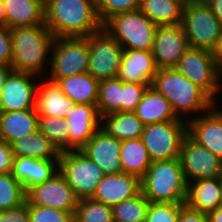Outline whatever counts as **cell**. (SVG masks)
Wrapping results in <instances>:
<instances>
[{
    "label": "cell",
    "instance_id": "6da1fadb",
    "mask_svg": "<svg viewBox=\"0 0 222 222\" xmlns=\"http://www.w3.org/2000/svg\"><path fill=\"white\" fill-rule=\"evenodd\" d=\"M151 86L170 102L176 117L186 122L196 117L197 113L200 115L215 104L218 105V102L216 103L201 87L175 68L158 69ZM191 114L195 116L191 117Z\"/></svg>",
    "mask_w": 222,
    "mask_h": 222
},
{
    "label": "cell",
    "instance_id": "7a4b0ae2",
    "mask_svg": "<svg viewBox=\"0 0 222 222\" xmlns=\"http://www.w3.org/2000/svg\"><path fill=\"white\" fill-rule=\"evenodd\" d=\"M44 13L45 25L54 37H87L103 27L96 0H50Z\"/></svg>",
    "mask_w": 222,
    "mask_h": 222
},
{
    "label": "cell",
    "instance_id": "3957f363",
    "mask_svg": "<svg viewBox=\"0 0 222 222\" xmlns=\"http://www.w3.org/2000/svg\"><path fill=\"white\" fill-rule=\"evenodd\" d=\"M12 63L15 72L47 75L50 65L53 33L46 25H32L11 28ZM44 73V74H43Z\"/></svg>",
    "mask_w": 222,
    "mask_h": 222
},
{
    "label": "cell",
    "instance_id": "277c9868",
    "mask_svg": "<svg viewBox=\"0 0 222 222\" xmlns=\"http://www.w3.org/2000/svg\"><path fill=\"white\" fill-rule=\"evenodd\" d=\"M141 192L153 203H185L187 183L179 159L154 161L141 178Z\"/></svg>",
    "mask_w": 222,
    "mask_h": 222
},
{
    "label": "cell",
    "instance_id": "5b68a950",
    "mask_svg": "<svg viewBox=\"0 0 222 222\" xmlns=\"http://www.w3.org/2000/svg\"><path fill=\"white\" fill-rule=\"evenodd\" d=\"M103 27L123 49L152 50L157 25L140 10L114 15Z\"/></svg>",
    "mask_w": 222,
    "mask_h": 222
},
{
    "label": "cell",
    "instance_id": "8992f818",
    "mask_svg": "<svg viewBox=\"0 0 222 222\" xmlns=\"http://www.w3.org/2000/svg\"><path fill=\"white\" fill-rule=\"evenodd\" d=\"M190 47L212 51L222 33V23L206 2L189 1L184 4L180 24Z\"/></svg>",
    "mask_w": 222,
    "mask_h": 222
},
{
    "label": "cell",
    "instance_id": "52a82bcc",
    "mask_svg": "<svg viewBox=\"0 0 222 222\" xmlns=\"http://www.w3.org/2000/svg\"><path fill=\"white\" fill-rule=\"evenodd\" d=\"M89 48L87 37H54L50 67L46 79L57 82L88 71Z\"/></svg>",
    "mask_w": 222,
    "mask_h": 222
},
{
    "label": "cell",
    "instance_id": "ba28073f",
    "mask_svg": "<svg viewBox=\"0 0 222 222\" xmlns=\"http://www.w3.org/2000/svg\"><path fill=\"white\" fill-rule=\"evenodd\" d=\"M59 172L80 199L92 198L103 171L81 150L63 151L59 159Z\"/></svg>",
    "mask_w": 222,
    "mask_h": 222
},
{
    "label": "cell",
    "instance_id": "9c48e42d",
    "mask_svg": "<svg viewBox=\"0 0 222 222\" xmlns=\"http://www.w3.org/2000/svg\"><path fill=\"white\" fill-rule=\"evenodd\" d=\"M187 135V122L172 120L146 125L141 140L154 161L179 158L182 142Z\"/></svg>",
    "mask_w": 222,
    "mask_h": 222
},
{
    "label": "cell",
    "instance_id": "30bf717a",
    "mask_svg": "<svg viewBox=\"0 0 222 222\" xmlns=\"http://www.w3.org/2000/svg\"><path fill=\"white\" fill-rule=\"evenodd\" d=\"M174 68L201 87L215 102L219 100L222 72L217 68L211 51L189 47Z\"/></svg>",
    "mask_w": 222,
    "mask_h": 222
},
{
    "label": "cell",
    "instance_id": "8fae6325",
    "mask_svg": "<svg viewBox=\"0 0 222 222\" xmlns=\"http://www.w3.org/2000/svg\"><path fill=\"white\" fill-rule=\"evenodd\" d=\"M88 73L97 80L116 78L123 47L104 28L88 36Z\"/></svg>",
    "mask_w": 222,
    "mask_h": 222
},
{
    "label": "cell",
    "instance_id": "7c38bea8",
    "mask_svg": "<svg viewBox=\"0 0 222 222\" xmlns=\"http://www.w3.org/2000/svg\"><path fill=\"white\" fill-rule=\"evenodd\" d=\"M178 159L187 184L203 178L220 179L222 160L188 134L182 142Z\"/></svg>",
    "mask_w": 222,
    "mask_h": 222
},
{
    "label": "cell",
    "instance_id": "4fadbf2b",
    "mask_svg": "<svg viewBox=\"0 0 222 222\" xmlns=\"http://www.w3.org/2000/svg\"><path fill=\"white\" fill-rule=\"evenodd\" d=\"M78 198L58 171L46 182L32 186L26 191V201L30 205L44 206L70 212L73 216Z\"/></svg>",
    "mask_w": 222,
    "mask_h": 222
},
{
    "label": "cell",
    "instance_id": "5bb4252c",
    "mask_svg": "<svg viewBox=\"0 0 222 222\" xmlns=\"http://www.w3.org/2000/svg\"><path fill=\"white\" fill-rule=\"evenodd\" d=\"M38 77L31 73L11 71L0 92V112L36 109L38 81L34 79Z\"/></svg>",
    "mask_w": 222,
    "mask_h": 222
},
{
    "label": "cell",
    "instance_id": "9a60e30c",
    "mask_svg": "<svg viewBox=\"0 0 222 222\" xmlns=\"http://www.w3.org/2000/svg\"><path fill=\"white\" fill-rule=\"evenodd\" d=\"M189 47L180 24L158 26L151 50L157 68H174Z\"/></svg>",
    "mask_w": 222,
    "mask_h": 222
},
{
    "label": "cell",
    "instance_id": "2e32d148",
    "mask_svg": "<svg viewBox=\"0 0 222 222\" xmlns=\"http://www.w3.org/2000/svg\"><path fill=\"white\" fill-rule=\"evenodd\" d=\"M211 109L187 121V134L222 160V109Z\"/></svg>",
    "mask_w": 222,
    "mask_h": 222
},
{
    "label": "cell",
    "instance_id": "e0dca14e",
    "mask_svg": "<svg viewBox=\"0 0 222 222\" xmlns=\"http://www.w3.org/2000/svg\"><path fill=\"white\" fill-rule=\"evenodd\" d=\"M68 128V151L80 150L101 127L96 104H74L65 117Z\"/></svg>",
    "mask_w": 222,
    "mask_h": 222
},
{
    "label": "cell",
    "instance_id": "ac0fdd59",
    "mask_svg": "<svg viewBox=\"0 0 222 222\" xmlns=\"http://www.w3.org/2000/svg\"><path fill=\"white\" fill-rule=\"evenodd\" d=\"M120 148L121 141L100 127L80 150L97 164L105 175H108L123 172Z\"/></svg>",
    "mask_w": 222,
    "mask_h": 222
},
{
    "label": "cell",
    "instance_id": "d6986e66",
    "mask_svg": "<svg viewBox=\"0 0 222 222\" xmlns=\"http://www.w3.org/2000/svg\"><path fill=\"white\" fill-rule=\"evenodd\" d=\"M141 192V179L128 173L104 175L92 199L108 206L138 195Z\"/></svg>",
    "mask_w": 222,
    "mask_h": 222
},
{
    "label": "cell",
    "instance_id": "ffe728a7",
    "mask_svg": "<svg viewBox=\"0 0 222 222\" xmlns=\"http://www.w3.org/2000/svg\"><path fill=\"white\" fill-rule=\"evenodd\" d=\"M157 70L151 50L123 49L122 60L116 78L123 82L152 84Z\"/></svg>",
    "mask_w": 222,
    "mask_h": 222
},
{
    "label": "cell",
    "instance_id": "44dd1931",
    "mask_svg": "<svg viewBox=\"0 0 222 222\" xmlns=\"http://www.w3.org/2000/svg\"><path fill=\"white\" fill-rule=\"evenodd\" d=\"M59 171V160L14 157L11 175L25 191L51 179Z\"/></svg>",
    "mask_w": 222,
    "mask_h": 222
},
{
    "label": "cell",
    "instance_id": "7402d4cb",
    "mask_svg": "<svg viewBox=\"0 0 222 222\" xmlns=\"http://www.w3.org/2000/svg\"><path fill=\"white\" fill-rule=\"evenodd\" d=\"M38 80L36 89V111L39 116L65 118L72 112L73 101L64 95L56 82ZM47 80V81H46ZM43 83V84H42Z\"/></svg>",
    "mask_w": 222,
    "mask_h": 222
},
{
    "label": "cell",
    "instance_id": "603a6c76",
    "mask_svg": "<svg viewBox=\"0 0 222 222\" xmlns=\"http://www.w3.org/2000/svg\"><path fill=\"white\" fill-rule=\"evenodd\" d=\"M36 109L0 112V140L11 143L38 130Z\"/></svg>",
    "mask_w": 222,
    "mask_h": 222
},
{
    "label": "cell",
    "instance_id": "cb8c5ba5",
    "mask_svg": "<svg viewBox=\"0 0 222 222\" xmlns=\"http://www.w3.org/2000/svg\"><path fill=\"white\" fill-rule=\"evenodd\" d=\"M9 28L45 25L44 4L40 0H2Z\"/></svg>",
    "mask_w": 222,
    "mask_h": 222
},
{
    "label": "cell",
    "instance_id": "d4e9b609",
    "mask_svg": "<svg viewBox=\"0 0 222 222\" xmlns=\"http://www.w3.org/2000/svg\"><path fill=\"white\" fill-rule=\"evenodd\" d=\"M185 204L205 215L212 213L220 206L219 179L203 178L188 183Z\"/></svg>",
    "mask_w": 222,
    "mask_h": 222
},
{
    "label": "cell",
    "instance_id": "484cf974",
    "mask_svg": "<svg viewBox=\"0 0 222 222\" xmlns=\"http://www.w3.org/2000/svg\"><path fill=\"white\" fill-rule=\"evenodd\" d=\"M134 113L145 126L158 122L181 120L172 111L170 102L152 86L147 88Z\"/></svg>",
    "mask_w": 222,
    "mask_h": 222
},
{
    "label": "cell",
    "instance_id": "4316f807",
    "mask_svg": "<svg viewBox=\"0 0 222 222\" xmlns=\"http://www.w3.org/2000/svg\"><path fill=\"white\" fill-rule=\"evenodd\" d=\"M14 157L59 160L61 152L39 130L10 143Z\"/></svg>",
    "mask_w": 222,
    "mask_h": 222
},
{
    "label": "cell",
    "instance_id": "83f0119b",
    "mask_svg": "<svg viewBox=\"0 0 222 222\" xmlns=\"http://www.w3.org/2000/svg\"><path fill=\"white\" fill-rule=\"evenodd\" d=\"M56 83L74 104H97L99 80L88 72L61 78Z\"/></svg>",
    "mask_w": 222,
    "mask_h": 222
},
{
    "label": "cell",
    "instance_id": "f1b7e54d",
    "mask_svg": "<svg viewBox=\"0 0 222 222\" xmlns=\"http://www.w3.org/2000/svg\"><path fill=\"white\" fill-rule=\"evenodd\" d=\"M144 127L134 112H115L101 118V128L120 141L141 138Z\"/></svg>",
    "mask_w": 222,
    "mask_h": 222
},
{
    "label": "cell",
    "instance_id": "f546056e",
    "mask_svg": "<svg viewBox=\"0 0 222 222\" xmlns=\"http://www.w3.org/2000/svg\"><path fill=\"white\" fill-rule=\"evenodd\" d=\"M182 0H141L140 11L157 26L181 24Z\"/></svg>",
    "mask_w": 222,
    "mask_h": 222
},
{
    "label": "cell",
    "instance_id": "4dcf8cb0",
    "mask_svg": "<svg viewBox=\"0 0 222 222\" xmlns=\"http://www.w3.org/2000/svg\"><path fill=\"white\" fill-rule=\"evenodd\" d=\"M120 163L124 173L142 178L152 164L141 138L121 141Z\"/></svg>",
    "mask_w": 222,
    "mask_h": 222
},
{
    "label": "cell",
    "instance_id": "1f68e13d",
    "mask_svg": "<svg viewBox=\"0 0 222 222\" xmlns=\"http://www.w3.org/2000/svg\"><path fill=\"white\" fill-rule=\"evenodd\" d=\"M96 107L100 118L122 112V80L113 78L99 81Z\"/></svg>",
    "mask_w": 222,
    "mask_h": 222
},
{
    "label": "cell",
    "instance_id": "d6a6232c",
    "mask_svg": "<svg viewBox=\"0 0 222 222\" xmlns=\"http://www.w3.org/2000/svg\"><path fill=\"white\" fill-rule=\"evenodd\" d=\"M149 201L140 192L112 207L114 222H145Z\"/></svg>",
    "mask_w": 222,
    "mask_h": 222
},
{
    "label": "cell",
    "instance_id": "836d02e7",
    "mask_svg": "<svg viewBox=\"0 0 222 222\" xmlns=\"http://www.w3.org/2000/svg\"><path fill=\"white\" fill-rule=\"evenodd\" d=\"M73 220L74 222H114L113 209L92 198L80 199Z\"/></svg>",
    "mask_w": 222,
    "mask_h": 222
},
{
    "label": "cell",
    "instance_id": "e575fe53",
    "mask_svg": "<svg viewBox=\"0 0 222 222\" xmlns=\"http://www.w3.org/2000/svg\"><path fill=\"white\" fill-rule=\"evenodd\" d=\"M68 128L65 118L39 116L38 130L42 132L60 151H68Z\"/></svg>",
    "mask_w": 222,
    "mask_h": 222
},
{
    "label": "cell",
    "instance_id": "d590c367",
    "mask_svg": "<svg viewBox=\"0 0 222 222\" xmlns=\"http://www.w3.org/2000/svg\"><path fill=\"white\" fill-rule=\"evenodd\" d=\"M26 202V191L11 173L0 174V211L19 207Z\"/></svg>",
    "mask_w": 222,
    "mask_h": 222
},
{
    "label": "cell",
    "instance_id": "8d00e7d4",
    "mask_svg": "<svg viewBox=\"0 0 222 222\" xmlns=\"http://www.w3.org/2000/svg\"><path fill=\"white\" fill-rule=\"evenodd\" d=\"M141 0H96V10L102 24L114 15L139 10Z\"/></svg>",
    "mask_w": 222,
    "mask_h": 222
},
{
    "label": "cell",
    "instance_id": "74e56055",
    "mask_svg": "<svg viewBox=\"0 0 222 222\" xmlns=\"http://www.w3.org/2000/svg\"><path fill=\"white\" fill-rule=\"evenodd\" d=\"M185 203H149L145 222H178Z\"/></svg>",
    "mask_w": 222,
    "mask_h": 222
},
{
    "label": "cell",
    "instance_id": "f35d334b",
    "mask_svg": "<svg viewBox=\"0 0 222 222\" xmlns=\"http://www.w3.org/2000/svg\"><path fill=\"white\" fill-rule=\"evenodd\" d=\"M29 218L30 222H74L68 211L30 204Z\"/></svg>",
    "mask_w": 222,
    "mask_h": 222
},
{
    "label": "cell",
    "instance_id": "ab89813d",
    "mask_svg": "<svg viewBox=\"0 0 222 222\" xmlns=\"http://www.w3.org/2000/svg\"><path fill=\"white\" fill-rule=\"evenodd\" d=\"M151 85L122 81V112H134L143 94Z\"/></svg>",
    "mask_w": 222,
    "mask_h": 222
},
{
    "label": "cell",
    "instance_id": "60d3db41",
    "mask_svg": "<svg viewBox=\"0 0 222 222\" xmlns=\"http://www.w3.org/2000/svg\"><path fill=\"white\" fill-rule=\"evenodd\" d=\"M12 63V41L11 28L0 26V65L11 67Z\"/></svg>",
    "mask_w": 222,
    "mask_h": 222
},
{
    "label": "cell",
    "instance_id": "b9f144b4",
    "mask_svg": "<svg viewBox=\"0 0 222 222\" xmlns=\"http://www.w3.org/2000/svg\"><path fill=\"white\" fill-rule=\"evenodd\" d=\"M0 222H30L29 203L26 201L19 207L0 211Z\"/></svg>",
    "mask_w": 222,
    "mask_h": 222
},
{
    "label": "cell",
    "instance_id": "7bdbcfd3",
    "mask_svg": "<svg viewBox=\"0 0 222 222\" xmlns=\"http://www.w3.org/2000/svg\"><path fill=\"white\" fill-rule=\"evenodd\" d=\"M13 159L10 144L0 140V174L11 173Z\"/></svg>",
    "mask_w": 222,
    "mask_h": 222
},
{
    "label": "cell",
    "instance_id": "ee69618b",
    "mask_svg": "<svg viewBox=\"0 0 222 222\" xmlns=\"http://www.w3.org/2000/svg\"><path fill=\"white\" fill-rule=\"evenodd\" d=\"M178 222H210L208 215L198 210L191 209L186 204L181 208Z\"/></svg>",
    "mask_w": 222,
    "mask_h": 222
},
{
    "label": "cell",
    "instance_id": "f6af8a7d",
    "mask_svg": "<svg viewBox=\"0 0 222 222\" xmlns=\"http://www.w3.org/2000/svg\"><path fill=\"white\" fill-rule=\"evenodd\" d=\"M211 52L217 68L222 72V33Z\"/></svg>",
    "mask_w": 222,
    "mask_h": 222
},
{
    "label": "cell",
    "instance_id": "bcb514c9",
    "mask_svg": "<svg viewBox=\"0 0 222 222\" xmlns=\"http://www.w3.org/2000/svg\"><path fill=\"white\" fill-rule=\"evenodd\" d=\"M205 2L215 17L222 23V0H207Z\"/></svg>",
    "mask_w": 222,
    "mask_h": 222
},
{
    "label": "cell",
    "instance_id": "7dc6e473",
    "mask_svg": "<svg viewBox=\"0 0 222 222\" xmlns=\"http://www.w3.org/2000/svg\"><path fill=\"white\" fill-rule=\"evenodd\" d=\"M12 71L11 67L0 65V92L2 90L3 85L5 84L7 75Z\"/></svg>",
    "mask_w": 222,
    "mask_h": 222
},
{
    "label": "cell",
    "instance_id": "c3c4849f",
    "mask_svg": "<svg viewBox=\"0 0 222 222\" xmlns=\"http://www.w3.org/2000/svg\"><path fill=\"white\" fill-rule=\"evenodd\" d=\"M208 218L210 222H222V206L217 207Z\"/></svg>",
    "mask_w": 222,
    "mask_h": 222
},
{
    "label": "cell",
    "instance_id": "681fc988",
    "mask_svg": "<svg viewBox=\"0 0 222 222\" xmlns=\"http://www.w3.org/2000/svg\"><path fill=\"white\" fill-rule=\"evenodd\" d=\"M0 26H6V14L2 0H0Z\"/></svg>",
    "mask_w": 222,
    "mask_h": 222
},
{
    "label": "cell",
    "instance_id": "f907efd6",
    "mask_svg": "<svg viewBox=\"0 0 222 222\" xmlns=\"http://www.w3.org/2000/svg\"><path fill=\"white\" fill-rule=\"evenodd\" d=\"M219 184H220V206H222V174L219 179Z\"/></svg>",
    "mask_w": 222,
    "mask_h": 222
},
{
    "label": "cell",
    "instance_id": "816d5d0a",
    "mask_svg": "<svg viewBox=\"0 0 222 222\" xmlns=\"http://www.w3.org/2000/svg\"><path fill=\"white\" fill-rule=\"evenodd\" d=\"M44 5L49 2L50 0H40Z\"/></svg>",
    "mask_w": 222,
    "mask_h": 222
},
{
    "label": "cell",
    "instance_id": "f5cc1de1",
    "mask_svg": "<svg viewBox=\"0 0 222 222\" xmlns=\"http://www.w3.org/2000/svg\"><path fill=\"white\" fill-rule=\"evenodd\" d=\"M192 1L205 2V1H207V0H192Z\"/></svg>",
    "mask_w": 222,
    "mask_h": 222
},
{
    "label": "cell",
    "instance_id": "db71d44e",
    "mask_svg": "<svg viewBox=\"0 0 222 222\" xmlns=\"http://www.w3.org/2000/svg\"><path fill=\"white\" fill-rule=\"evenodd\" d=\"M184 3H187V2H189V1H192V0H182Z\"/></svg>",
    "mask_w": 222,
    "mask_h": 222
}]
</instances>
